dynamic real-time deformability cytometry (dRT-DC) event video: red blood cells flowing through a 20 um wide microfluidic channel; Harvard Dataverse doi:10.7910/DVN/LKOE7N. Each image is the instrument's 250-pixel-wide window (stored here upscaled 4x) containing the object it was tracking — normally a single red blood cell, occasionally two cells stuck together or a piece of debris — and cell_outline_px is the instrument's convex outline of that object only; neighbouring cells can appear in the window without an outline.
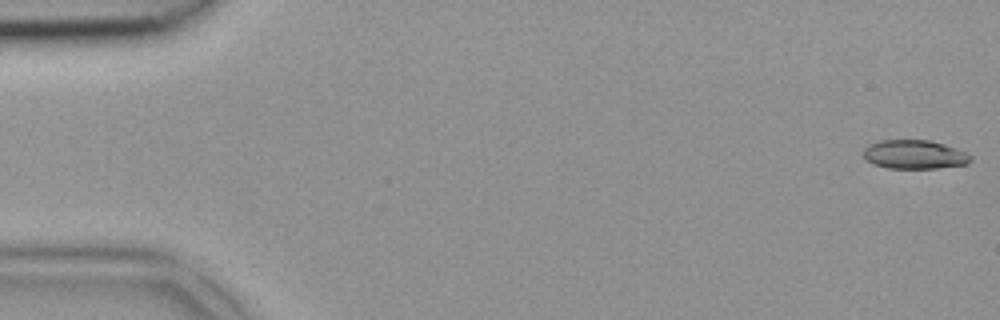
{"species": "common noctule bat (a hibernating species)", "species_latin": "Nyctalus noctula", "temperature_condition": "room temperature", "stored_images_in_passage": 5, "camera_frame_rate_fps": 3000, "um_per_image_px": 0.085, "animal": {"sex": "female", "body_mass_g": 18.4}, "frame": {"image": 1, "passage_image": 1, "time_ms": 0.0, "image_size_px": [1000, 320], "cell_outline_px": [[972, 160], [968, 164], [936, 168], [888, 168], [872, 164], [864, 160], [864, 148], [868, 144], [880, 140], [928, 140], [944, 144], [956, 148], [972, 156]], "centroid_in_image_um": [77.7, 13.13], "position_along_channel_um": 7.3, "area_um2": 18.15}}